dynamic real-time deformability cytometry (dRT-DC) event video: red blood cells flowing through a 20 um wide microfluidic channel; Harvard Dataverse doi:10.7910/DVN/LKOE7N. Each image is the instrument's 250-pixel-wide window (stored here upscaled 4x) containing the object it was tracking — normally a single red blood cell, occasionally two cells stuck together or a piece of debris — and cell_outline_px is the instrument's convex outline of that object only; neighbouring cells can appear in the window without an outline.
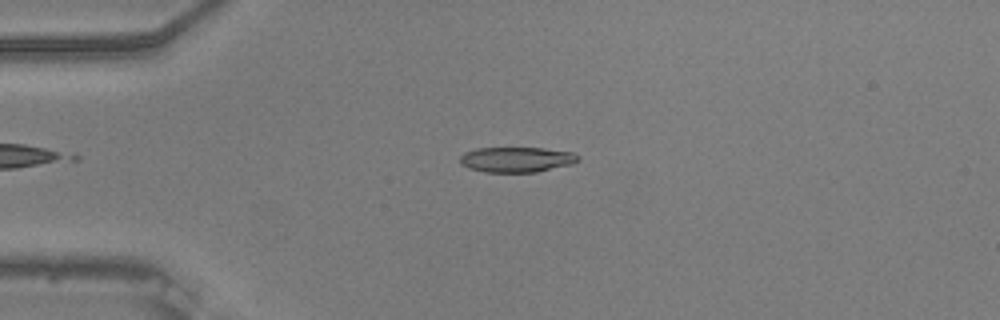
{"species": "common noctule bat (a hibernating species)", "species_latin": "Nyctalus noctula", "temperature_condition": "warm", "stored_images_in_passage": 40, "camera_frame_rate_fps": 3000, "um_per_image_px": 0.085, "animal": {"sex": "male", "body_mass_g": 20.5, "forearm_length_mm": 52.5}, "frame": {"image": 1, "passage_image": 6, "time_ms": 1.667, "image_size_px": [1000, 320], "cell_outline_px": [[580, 160], [572, 164], [536, 172], [484, 172], [468, 168], [460, 164], [460, 156], [464, 152], [476, 148], [544, 148], [572, 152], [580, 156]], "centroid_in_image_um": [43.9, 13.56], "position_along_channel_um": 41.1, "area_um2": 17.51}}
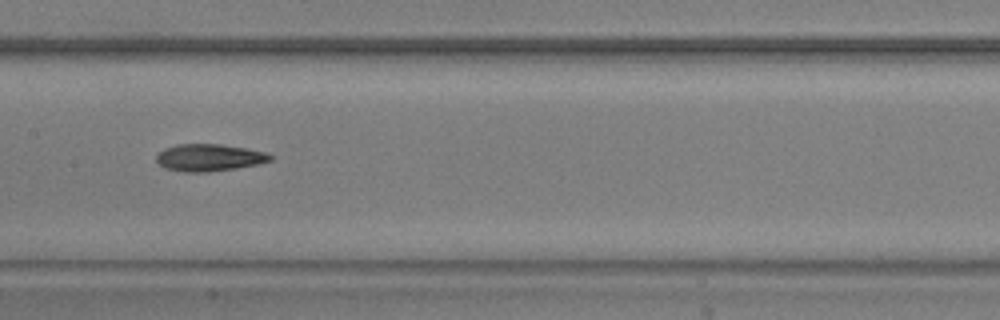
{"frame": {"image": 2, "passage_image": 20, "time_ms": 6.333, "image_size_px": [1000, 320], "cell_outline_px": [[272, 160], [260, 164], [236, 168], [208, 172], [184, 172], [164, 168], [156, 160], [156, 156], [164, 148], [176, 144], [220, 144], [248, 148], [264, 152], [272, 156]], "centroid_in_image_um": [17.78, 13.39], "position_along_channel_um": 189.6, "area_um2": 18.09}}
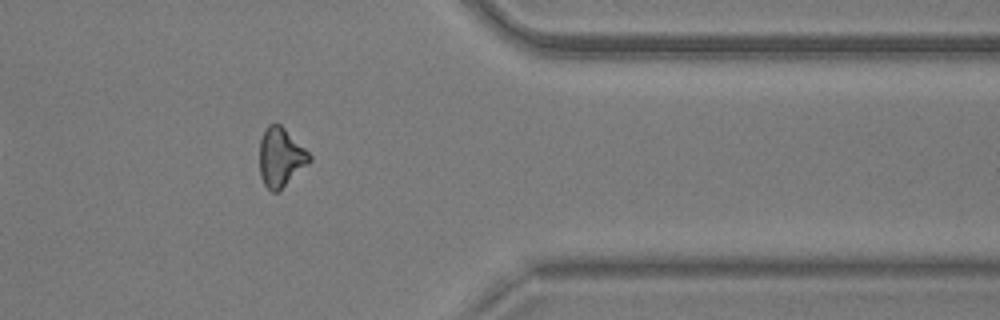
{"frame": {"image": 3, "passage_image": 37, "time_ms": 12.0, "image_size_px": [1000, 320], "cell_outline_px": [[312, 160], [308, 164], [276, 192], [272, 192], [264, 184], [260, 176], [260, 140], [264, 128], [268, 124], [280, 124], [312, 156]], "centroid_in_image_um": [23.84, 13.35], "position_along_channel_um": 387.6, "area_um2": 16.82}, "authors_computed_cell_mechanics": {"area_um2": 17.5423, "velocity_mm_per_s": 3.7447, "shape_relaxation_time_tau1_ms": 4.0677, "shape_relaxation_time_tau2_ms": null, "deformation_change_tau1": 0.1356, "deformation_change_tau2": null}}